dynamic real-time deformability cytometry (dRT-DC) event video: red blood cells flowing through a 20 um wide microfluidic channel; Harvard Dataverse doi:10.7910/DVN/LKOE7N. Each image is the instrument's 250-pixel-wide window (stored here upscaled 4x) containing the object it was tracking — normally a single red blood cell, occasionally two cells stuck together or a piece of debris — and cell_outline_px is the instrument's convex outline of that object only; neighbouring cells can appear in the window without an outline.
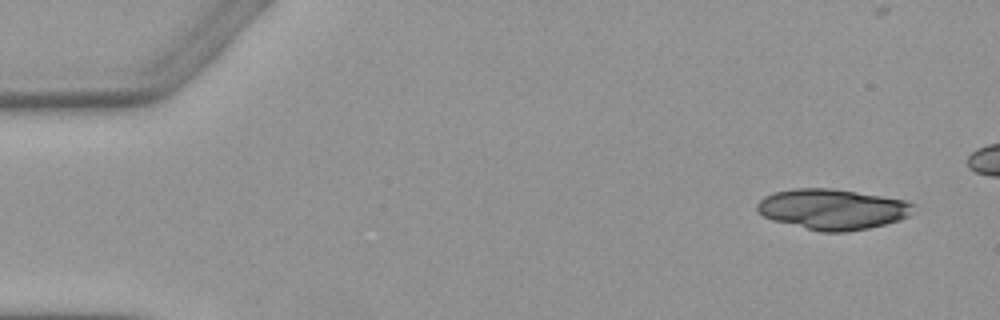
{"species": "Egyptian fruit bat (a non-hibernating species)", "species_latin": "Rousettus aegyptiacus", "temperature_condition": "warm", "stored_images_in_passage": 6, "camera_frame_rate_fps": 3000, "um_per_image_px": 0.085, "animal": {"sex": "female"}, "frame": {"image": 1, "passage_image": 1, "time_ms": 0.0, "image_size_px": [1000, 320], "cell_outline_px": [[916, 204], [912, 212], [908, 216], [900, 220], [868, 228], [848, 232], [820, 232], [772, 220], [764, 216], [756, 208], [756, 204], [764, 196], [772, 192], [792, 188], [832, 188], [904, 200]], "centroid_in_image_um": [70.74, 17.78], "position_along_channel_um": 14.3, "area_um2": 36.99}}
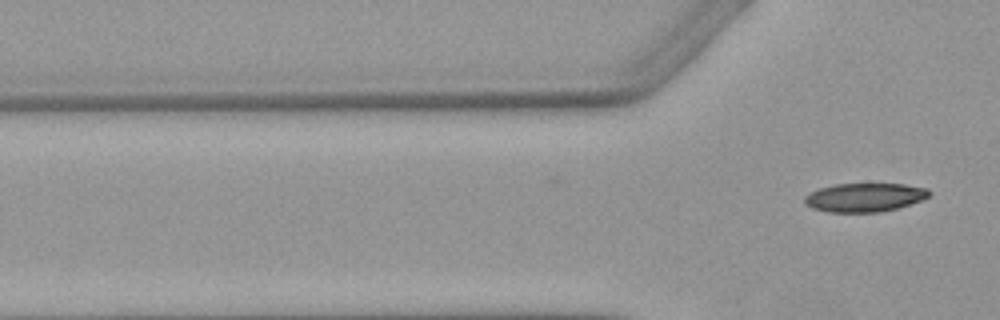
{"frame": {"image": 2, "passage_image": 6, "time_ms": 6.333, "image_size_px": [1000, 320], "cell_outline_px": [[932, 192], [928, 196], [920, 200], [896, 208], [880, 212], [828, 212], [812, 208], [804, 204], [804, 196], [820, 188], [836, 184], [904, 184], [928, 188]], "centroid_in_image_um": [73.47, 16.78], "position_along_channel_um": 52.3, "area_um2": 20.69}}